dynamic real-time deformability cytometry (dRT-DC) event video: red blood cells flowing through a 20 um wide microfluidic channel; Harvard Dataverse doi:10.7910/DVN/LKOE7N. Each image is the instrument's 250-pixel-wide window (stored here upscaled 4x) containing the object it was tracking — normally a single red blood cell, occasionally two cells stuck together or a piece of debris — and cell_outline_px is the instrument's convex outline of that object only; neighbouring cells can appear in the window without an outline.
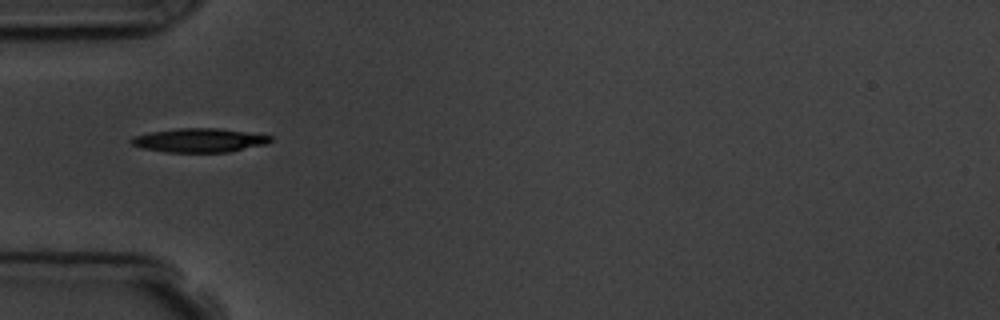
{"species": "common noctule bat (a hibernating species)", "species_latin": "Nyctalus noctula", "temperature_condition": "room temperature", "stored_images_in_passage": 7, "camera_frame_rate_fps": 3000, "um_per_image_px": 0.085, "animal": {"sex": "male", "body_mass_g": 19.5, "forearm_length_mm": 54.6}, "frame": {"image": 1, "passage_image": 4, "time_ms": 3.667, "image_size_px": [1000, 320], "cell_outline_px": [[272, 140], [264, 144], [228, 152], [164, 152], [140, 148], [132, 144], [128, 140], [132, 136], [148, 132], [176, 128], [216, 128], [272, 136]], "centroid_in_image_um": [16.83, 11.92], "position_along_channel_um": 68.2, "area_um2": 19.36}}